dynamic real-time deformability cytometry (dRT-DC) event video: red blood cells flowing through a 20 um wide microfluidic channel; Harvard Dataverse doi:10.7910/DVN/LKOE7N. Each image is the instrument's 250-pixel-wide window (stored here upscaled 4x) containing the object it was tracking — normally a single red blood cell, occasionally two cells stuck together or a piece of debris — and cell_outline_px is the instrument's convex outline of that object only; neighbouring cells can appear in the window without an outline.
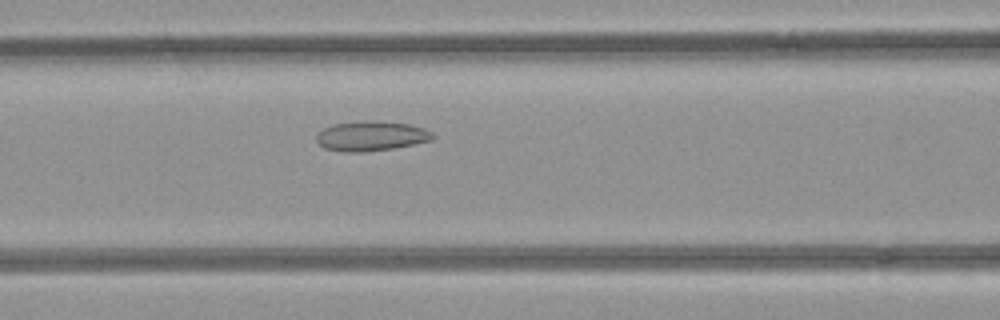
{"species": "common noctule bat (a hibernating species)", "species_latin": "Nyctalus noctula", "temperature_condition": "room temperature", "stored_images_in_passage": 28, "camera_frame_rate_fps": 3000, "um_per_image_px": 0.085, "animal": {"sex": "female", "body_mass_g": 21.9}, "frame": {"image": 1, "passage_image": 6, "time_ms": 1.667, "image_size_px": [1000, 320], "cell_outline_px": [[436, 136], [432, 140], [392, 148], [364, 152], [348, 152], [324, 148], [316, 140], [316, 136], [324, 128], [332, 124], [364, 120], [376, 120], [408, 124], [424, 128], [432, 132]], "centroid_in_image_um": [31.55, 11.55], "position_along_channel_um": 135.0, "area_um2": 20.17}}
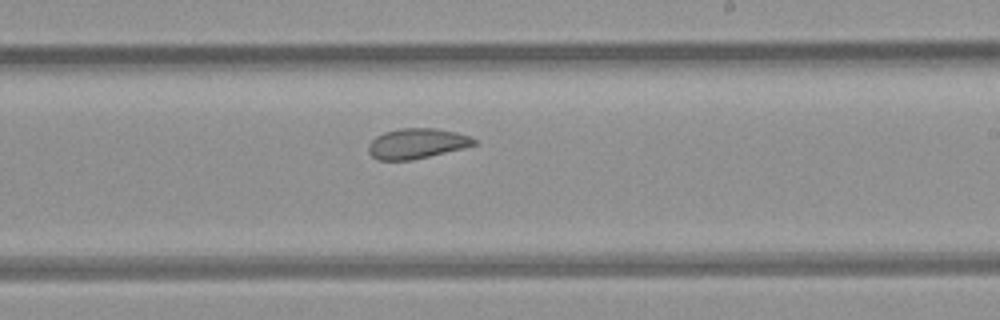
{"frame": {"image": 2, "passage_image": 15, "time_ms": 4.667, "image_size_px": [1000, 320], "cell_outline_px": [[476, 144], [412, 160], [380, 160], [372, 156], [368, 152], [368, 144], [376, 136], [384, 132], [400, 128], [436, 128], [456, 132], [468, 136], [476, 140]], "centroid_in_image_um": [35.37, 12.19], "position_along_channel_um": 253.6, "area_um2": 18.32}}
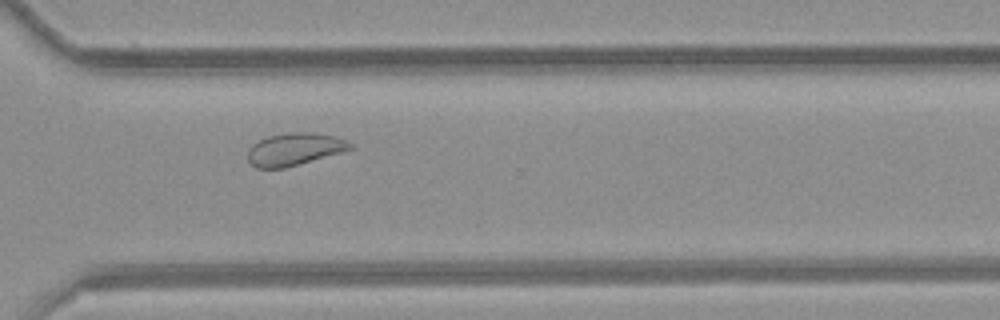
{"frame": {"image": 3, "passage_image": 22, "time_ms": 7.0, "image_size_px": [1000, 320], "cell_outline_px": [[356, 148], [344, 152], [284, 168], [256, 168], [248, 160], [248, 148], [252, 144], [268, 136], [288, 132], [312, 132], [332, 136], [348, 140]], "centroid_in_image_um": [25.06, 12.68], "position_along_channel_um": 345.5, "area_um2": 19.54}, "authors_computed_cell_mechanics": {"area_um2": 19.2763, "velocity_mm_per_s": 3.9527, "shape_relaxation_time_tau1_ms": null, "shape_relaxation_time_tau2_ms": 2.0577, "deformation_change_tau1": null, "deformation_change_tau2": 0.0797}}